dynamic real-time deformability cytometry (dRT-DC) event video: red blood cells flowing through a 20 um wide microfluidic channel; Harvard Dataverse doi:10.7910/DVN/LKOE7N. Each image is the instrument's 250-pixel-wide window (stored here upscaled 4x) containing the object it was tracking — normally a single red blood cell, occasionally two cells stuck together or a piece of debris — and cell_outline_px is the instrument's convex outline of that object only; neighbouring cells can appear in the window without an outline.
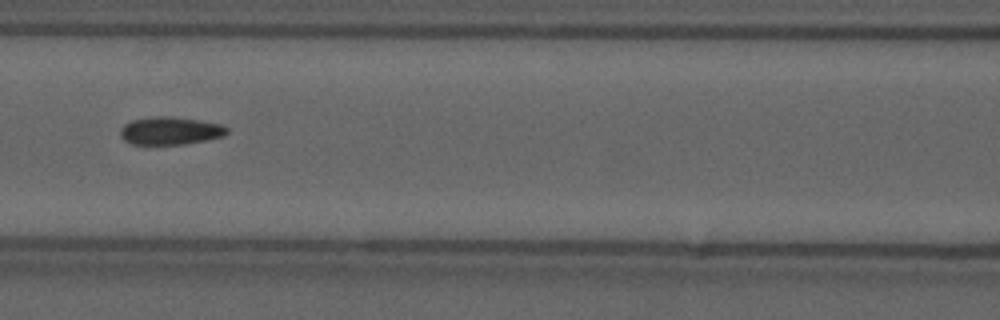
{"species": "common noctule bat (a hibernating species)", "species_latin": "Nyctalus noctula", "temperature_condition": "cold", "stored_images_in_passage": 34, "camera_frame_rate_fps": 3000, "um_per_image_px": 0.085, "animal": {"sex": "male", "forearm_length_mm": 52.5}, "frame": {"image": 1, "passage_image": 10, "time_ms": 3.0, "image_size_px": [1000, 320], "cell_outline_px": [[228, 132], [224, 136], [208, 140], [184, 144], [132, 144], [124, 140], [120, 136], [120, 128], [124, 124], [132, 120], [156, 116], [172, 116], [220, 124], [228, 128]], "centroid_in_image_um": [14.46, 11.12], "position_along_channel_um": 152.1, "area_um2": 17.28}, "authors_computed_cell_mechanics": {"area_um2": 17.1377, "velocity_mm_per_s": 3.6941, "shape_relaxation_time_tau1_ms": null, "shape_relaxation_time_tau2_ms": 1.9403, "deformation_change_tau1": null, "deformation_change_tau2": 0.0899}}